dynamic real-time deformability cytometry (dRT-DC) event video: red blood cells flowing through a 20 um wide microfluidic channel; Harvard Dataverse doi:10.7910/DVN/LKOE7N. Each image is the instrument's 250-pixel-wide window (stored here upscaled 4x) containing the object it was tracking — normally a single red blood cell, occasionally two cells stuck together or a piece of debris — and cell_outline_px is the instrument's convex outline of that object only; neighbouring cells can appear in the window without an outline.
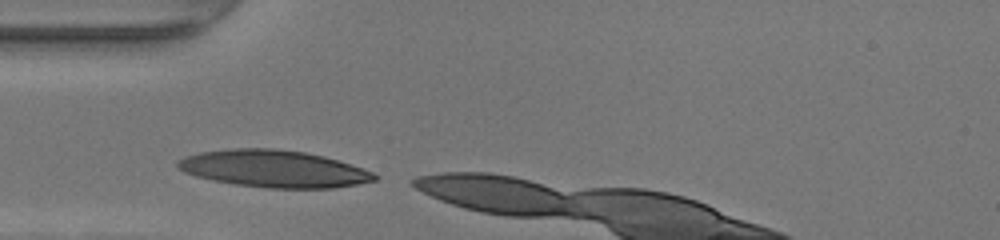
{"species": "human", "species_latin": "Homo sapiens", "temperature_condition": "warm", "stored_images_in_passage": 4, "camera_frame_rate_fps": 3000, "um_per_image_px": 0.085, "donor": {"sex": "female"}, "frame": {"image": 1, "passage_image": 1, "time_ms": 0.0, "image_size_px": [1000, 240], "cell_outline_px": [[380, 176], [376, 180], [356, 184], [332, 188], [264, 188], [236, 184], [212, 180], [196, 176], [184, 172], [176, 168], [176, 160], [184, 156], [200, 152], [232, 148], [272, 148], [304, 152], [324, 156], [364, 168]], "centroid_in_image_um": [23.24, 14.34], "position_along_channel_um": 61.8, "area_um2": 42.71}}